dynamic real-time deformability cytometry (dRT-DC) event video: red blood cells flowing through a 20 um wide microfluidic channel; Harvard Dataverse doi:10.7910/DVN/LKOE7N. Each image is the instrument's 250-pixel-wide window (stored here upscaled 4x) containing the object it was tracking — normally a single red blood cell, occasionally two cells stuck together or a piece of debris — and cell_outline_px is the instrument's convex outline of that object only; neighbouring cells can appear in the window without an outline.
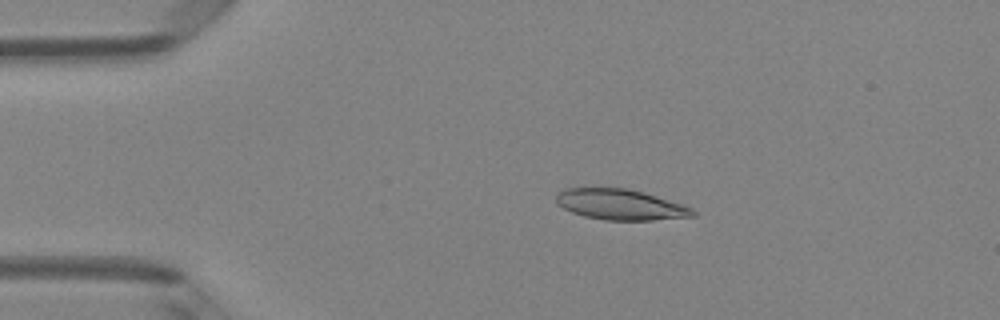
{"species": "Egyptian fruit bat (a non-hibernating species)", "species_latin": "Rousettus aegyptiacus", "temperature_condition": "room temperature", "stored_images_in_passage": 49, "camera_frame_rate_fps": 3000, "um_per_image_px": 0.085, "animal": {"sex": "female"}, "frame": {"image": 1, "passage_image": 10, "time_ms": 3.0, "image_size_px": [1000, 320], "cell_outline_px": [[696, 216], [652, 220], [604, 220], [584, 216], [572, 212], [556, 204], [556, 196], [564, 188], [628, 188], [644, 192], [684, 204], [692, 208], [696, 212]], "centroid_in_image_um": [52.76, 17.39], "position_along_channel_um": 32.2, "area_um2": 24.51}}
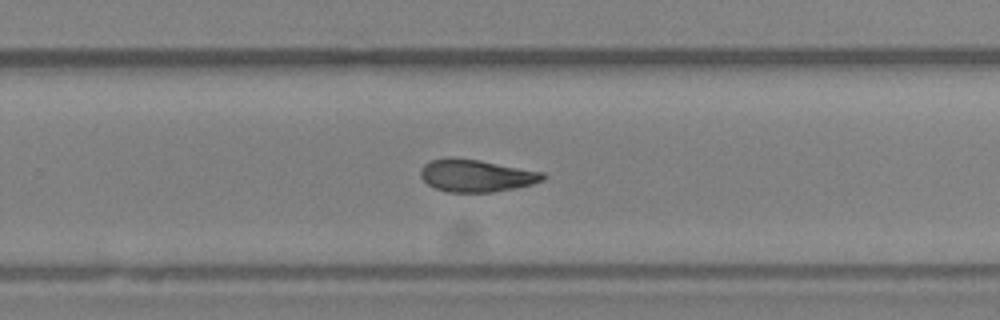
{"frame": {"image": 2, "passage_image": 32, "time_ms": 10.333, "image_size_px": [1000, 320], "cell_outline_px": [[548, 176], [544, 180], [532, 184], [492, 192], [448, 192], [436, 188], [428, 184], [420, 176], [420, 168], [428, 160], [444, 156], [452, 156], [480, 160], [544, 172]], "centroid_in_image_um": [40.45, 14.9], "position_along_channel_um": 289.4, "area_um2": 23.41}}
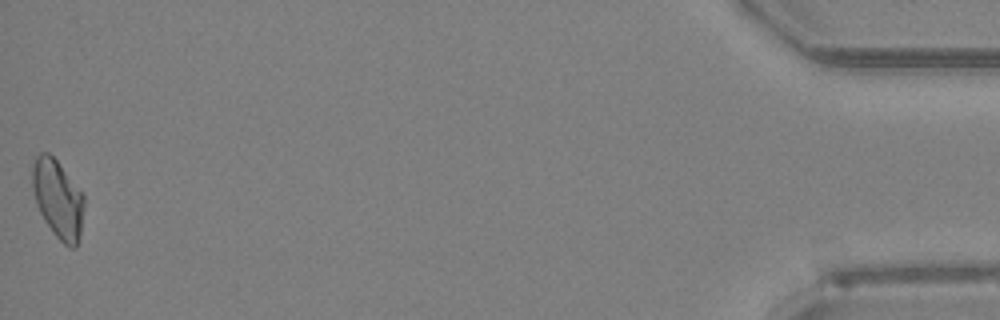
{"frame": {"image": 3, "passage_image": 49, "time_ms": 16.0, "image_size_px": [1000, 320], "cell_outline_px": [[84, 204], [80, 232], [76, 248], [68, 248], [52, 232], [44, 220], [36, 204], [32, 188], [32, 164], [36, 156], [40, 152], [48, 152], [56, 160], [84, 196]], "centroid_in_image_um": [4.89, 16.92], "position_along_channel_um": 430.3, "area_um2": 23.41}, "authors_computed_cell_mechanics": {"area_um2": 23.8136, "velocity_mm_per_s": 4.1608, "shape_relaxation_time_tau1_ms": 8.6737, "shape_relaxation_time_tau2_ms": 4.4674, "deformation_change_tau1": 0.1911, "deformation_change_tau2": 0.1178}}